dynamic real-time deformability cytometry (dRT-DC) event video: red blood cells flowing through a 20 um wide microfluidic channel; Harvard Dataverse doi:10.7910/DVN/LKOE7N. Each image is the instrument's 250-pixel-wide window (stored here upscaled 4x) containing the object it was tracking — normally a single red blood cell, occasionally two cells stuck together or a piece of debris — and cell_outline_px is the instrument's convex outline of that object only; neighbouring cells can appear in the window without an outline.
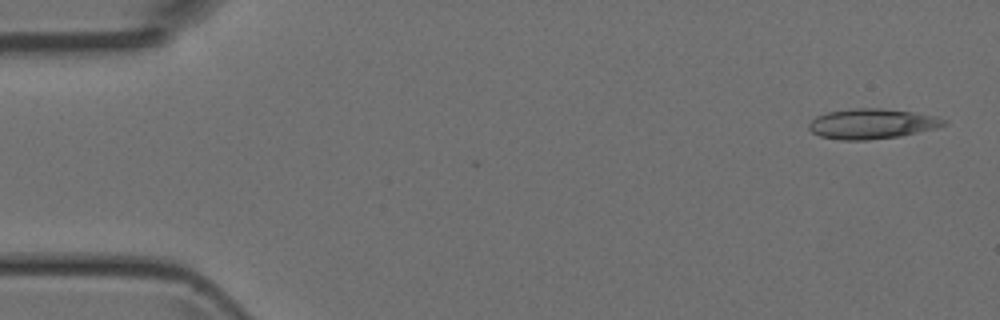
{"species": "Egyptian fruit bat (a non-hibernating species)", "species_latin": "Rousettus aegyptiacus", "temperature_condition": "room temperature", "stored_images_in_passage": 4, "camera_frame_rate_fps": 3000, "um_per_image_px": 0.085, "animal": {"sex": "female"}, "frame": {"image": 1, "passage_image": 2, "time_ms": 0.333, "image_size_px": [1000, 320], "cell_outline_px": [[948, 124], [936, 128], [900, 136], [868, 140], [840, 140], [820, 136], [812, 132], [808, 128], [808, 124], [816, 116], [828, 112], [852, 108], [880, 108], [912, 112], [936, 116], [948, 120]], "centroid_in_image_um": [74.12, 10.52], "position_along_channel_um": 10.9, "area_um2": 23.76}}